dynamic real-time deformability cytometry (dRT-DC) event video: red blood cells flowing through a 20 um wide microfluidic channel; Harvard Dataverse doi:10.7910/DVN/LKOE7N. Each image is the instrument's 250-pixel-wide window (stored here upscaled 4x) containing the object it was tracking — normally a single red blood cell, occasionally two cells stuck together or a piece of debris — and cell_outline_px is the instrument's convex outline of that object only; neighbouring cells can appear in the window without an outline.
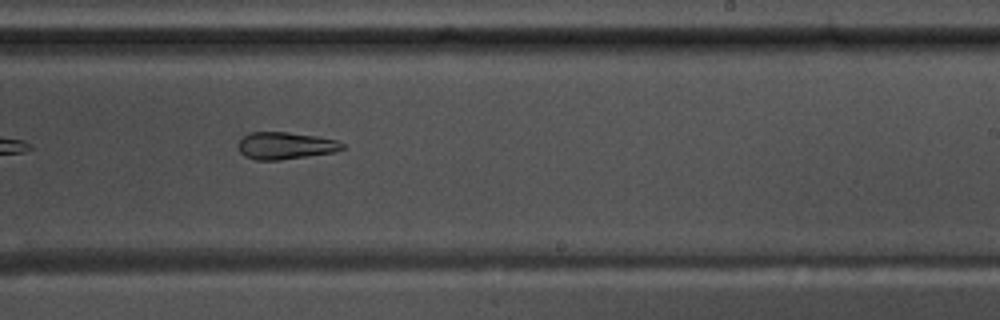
{"species": "common noctule bat (a hibernating species)", "species_latin": "Nyctalus noctula", "temperature_condition": "warm", "stored_images_in_passage": 38, "camera_frame_rate_fps": 3000, "um_per_image_px": 0.085, "animal": {"sex": "male", "body_mass_g": 17.5, "forearm_length_mm": 52.3}, "frame": {"image": 1, "passage_image": 17, "time_ms": 5.333, "image_size_px": [1000, 320], "cell_outline_px": [[344, 148], [336, 152], [280, 160], [256, 160], [244, 156], [240, 152], [240, 140], [244, 136], [252, 132], [288, 132], [316, 136], [336, 140], [344, 144]], "centroid_in_image_um": [24.29, 12.39], "position_along_channel_um": 264.7, "area_um2": 16.36}}
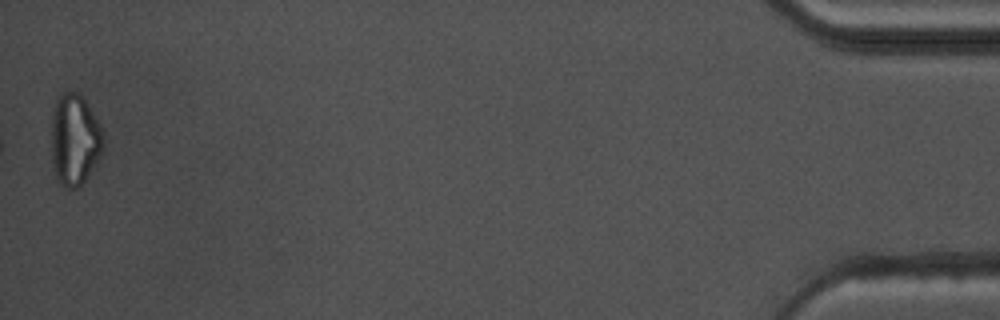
{"frame": {"image": 2, "passage_image": 38, "time_ms": 12.333, "image_size_px": [1000, 320], "cell_outline_px": [[104, 148], [100, 156], [84, 180], [76, 188], [68, 188], [60, 184], [56, 176], [52, 160], [52, 112], [56, 96], [60, 92], [76, 92], [84, 100], [100, 124], [104, 132]], "centroid_in_image_um": [6.34, 11.84], "position_along_channel_um": 428.9, "area_um2": 27.57}, "authors_computed_cell_mechanics": {"area_um2": 17.1088, "velocity_mm_per_s": 3.6763, "shape_relaxation_time_tau1_ms": 5.1283, "shape_relaxation_time_tau2_ms": 4.6711, "deformation_change_tau1": 0.2128, "deformation_change_tau2": 0.1537}}